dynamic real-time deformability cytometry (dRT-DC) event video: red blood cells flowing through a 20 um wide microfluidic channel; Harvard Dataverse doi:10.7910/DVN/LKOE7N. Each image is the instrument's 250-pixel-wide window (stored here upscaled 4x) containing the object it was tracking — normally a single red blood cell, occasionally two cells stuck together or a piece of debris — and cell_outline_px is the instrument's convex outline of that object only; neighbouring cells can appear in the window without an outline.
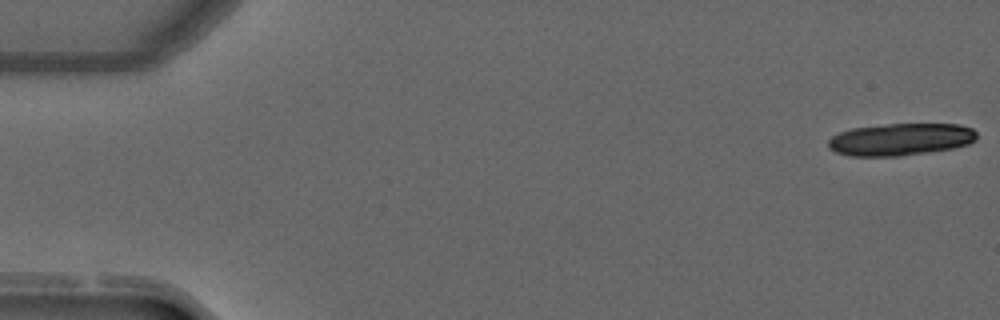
{"species": "common noctule bat (a hibernating species)", "species_latin": "Nyctalus noctula", "temperature_condition": "warm", "stored_images_in_passage": 3, "camera_frame_rate_fps": 3000, "um_per_image_px": 0.085, "animal": {"sex": "male", "forearm_length_mm": 52.5}, "frame": {"image": 1, "passage_image": 1, "time_ms": 0.0, "image_size_px": [1000, 320], "cell_outline_px": [[976, 140], [968, 144], [952, 148], [928, 152], [900, 156], [848, 156], [836, 152], [828, 148], [828, 140], [832, 136], [840, 132], [852, 128], [888, 124], [960, 124], [972, 128], [976, 132]], "centroid_in_image_um": [76.54, 11.85], "position_along_channel_um": 8.5, "area_um2": 27.92}}